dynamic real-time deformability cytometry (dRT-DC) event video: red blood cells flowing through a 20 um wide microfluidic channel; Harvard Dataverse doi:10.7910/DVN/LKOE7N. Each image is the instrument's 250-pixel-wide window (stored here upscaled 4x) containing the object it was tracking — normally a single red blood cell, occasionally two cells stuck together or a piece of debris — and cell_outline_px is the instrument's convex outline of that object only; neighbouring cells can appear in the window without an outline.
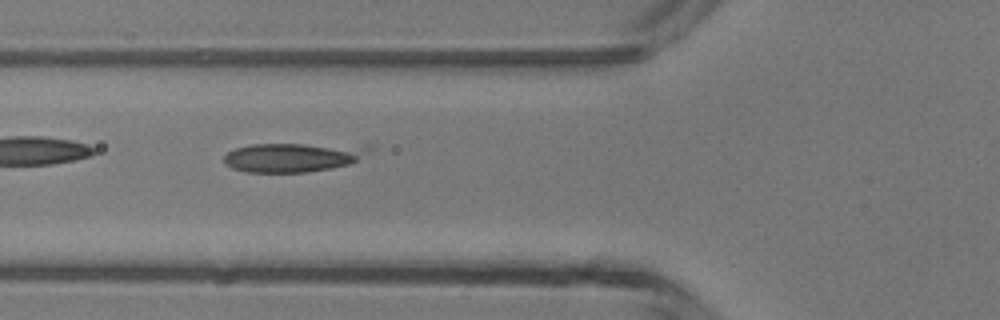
{"species": "common noctule bat (a hibernating species)", "species_latin": "Nyctalus noctula", "temperature_condition": "room temperature", "stored_images_in_passage": 3, "camera_frame_rate_fps": 3000, "um_per_image_px": 0.085, "animal": {"sex": "male", "body_mass_g": 13.3}, "frame": {"image": 1, "passage_image": 2, "time_ms": 1.0, "image_size_px": [1000, 320], "cell_outline_px": [[376, 148], [356, 160], [348, 164], [328, 168], [304, 172], [248, 172], [232, 168], [224, 164], [224, 156], [228, 152], [236, 148], [252, 144], [372, 144]], "centroid_in_image_um": [24.98, 13.33], "position_along_channel_um": 100.8, "area_um2": 24.85}}
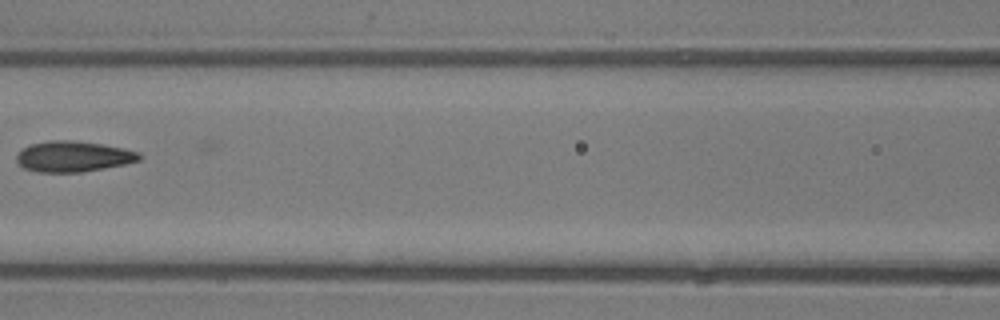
{"frame": {"image": 2, "passage_image": 3, "time_ms": 2.333, "image_size_px": [1000, 320], "cell_outline_px": [[140, 160], [124, 164], [104, 168], [80, 172], [36, 172], [24, 168], [16, 160], [16, 156], [24, 148], [32, 144], [48, 140], [72, 140], [104, 144], [124, 148], [140, 152]], "centroid_in_image_um": [6.24, 13.29], "position_along_channel_um": 160.4, "area_um2": 21.91}}